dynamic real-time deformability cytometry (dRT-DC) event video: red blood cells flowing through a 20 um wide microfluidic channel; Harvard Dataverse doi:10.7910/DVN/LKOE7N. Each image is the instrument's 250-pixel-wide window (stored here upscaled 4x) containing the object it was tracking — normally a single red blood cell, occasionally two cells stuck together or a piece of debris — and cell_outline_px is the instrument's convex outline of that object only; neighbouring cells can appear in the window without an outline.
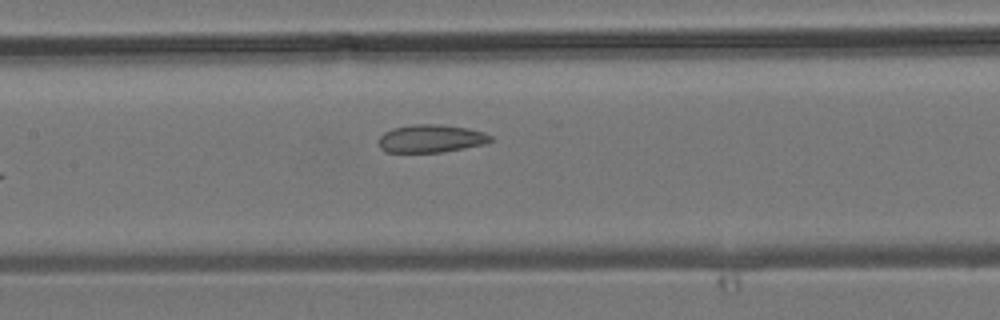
{"species": "common noctule bat (a hibernating species)", "species_latin": "Nyctalus noctula", "temperature_condition": "room temperature", "stored_images_in_passage": 6, "camera_frame_rate_fps": 3000, "um_per_image_px": 0.085, "animal": {"sex": "male", "body_mass_g": 19.2, "forearm_length_mm": 51.8}, "frame": {"image": 1, "passage_image": 6, "time_ms": 6.667, "image_size_px": [1000, 320], "cell_outline_px": [[496, 140], [484, 144], [464, 148], [440, 152], [384, 152], [380, 148], [380, 136], [384, 132], [392, 128], [412, 124], [436, 124], [468, 128], [484, 132], [492, 136]], "centroid_in_image_um": [36.66, 11.77], "position_along_channel_um": 170.7, "area_um2": 18.26}}